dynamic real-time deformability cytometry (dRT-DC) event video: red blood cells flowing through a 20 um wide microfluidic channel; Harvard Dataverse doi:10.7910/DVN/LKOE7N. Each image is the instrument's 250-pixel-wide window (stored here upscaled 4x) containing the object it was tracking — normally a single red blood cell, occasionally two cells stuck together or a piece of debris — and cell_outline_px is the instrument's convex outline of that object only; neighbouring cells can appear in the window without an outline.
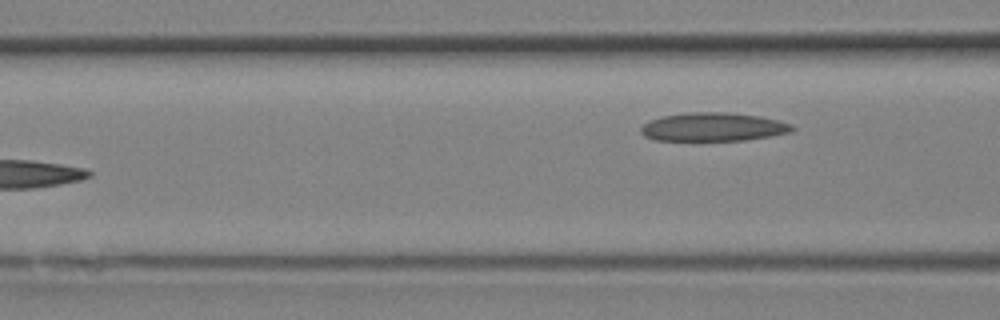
{"species": "Egyptian fruit bat (a non-hibernating species)", "species_latin": "Rousettus aegyptiacus", "temperature_condition": "room temperature", "stored_images_in_passage": 11, "segment_of_instrument_passage": [2, 2], "camera_frame_rate_fps": 3000, "um_per_image_px": 0.085, "animal": {"sex": "female"}, "frame": {"image": 1, "passage_image": 11, "time_ms": 3.333, "image_size_px": [1000, 320], "cell_outline_px": [[796, 128], [792, 132], [744, 140], [652, 140], [644, 136], [640, 132], [640, 128], [648, 120], [664, 116], [688, 112], [728, 112], [760, 116], [792, 124]], "centroid_in_image_um": [60.6, 10.79], "position_along_channel_um": 106.0, "area_um2": 25.14}}